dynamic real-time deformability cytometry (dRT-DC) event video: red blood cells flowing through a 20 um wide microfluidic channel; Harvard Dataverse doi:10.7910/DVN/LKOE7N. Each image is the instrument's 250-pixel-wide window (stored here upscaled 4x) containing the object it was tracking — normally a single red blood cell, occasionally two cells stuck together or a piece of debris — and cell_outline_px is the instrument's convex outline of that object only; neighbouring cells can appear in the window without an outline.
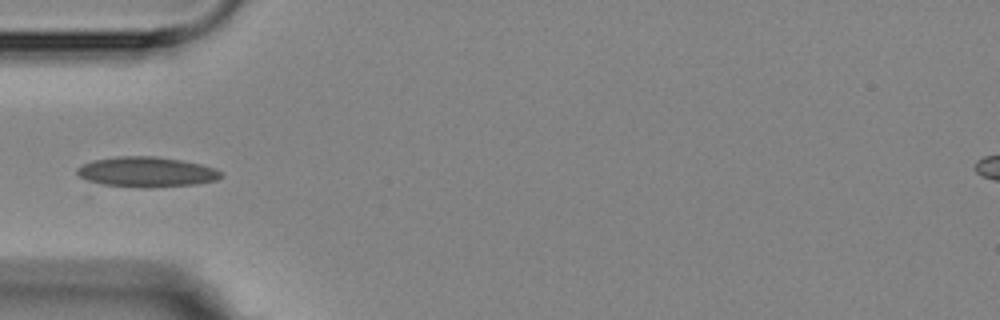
{"species": "Egyptian fruit bat (a non-hibernating species)", "species_latin": "Rousettus aegyptiacus", "temperature_condition": "room temperature", "stored_images_in_passage": 13, "camera_frame_rate_fps": 3000, "um_per_image_px": 0.085, "animal": {"sex": "female"}, "frame": {"image": 1, "passage_image": 3, "time_ms": 3.667, "image_size_px": [1000, 320], "cell_outline_px": [[224, 176], [216, 180], [196, 184], [152, 188], [140, 188], [100, 184], [88, 180], [80, 176], [76, 172], [76, 168], [92, 160], [120, 156], [156, 156], [180, 160], [200, 164], [216, 168], [224, 172]], "centroid_in_image_um": [12.49, 14.62], "position_along_channel_um": 72.5, "area_um2": 25.55}}
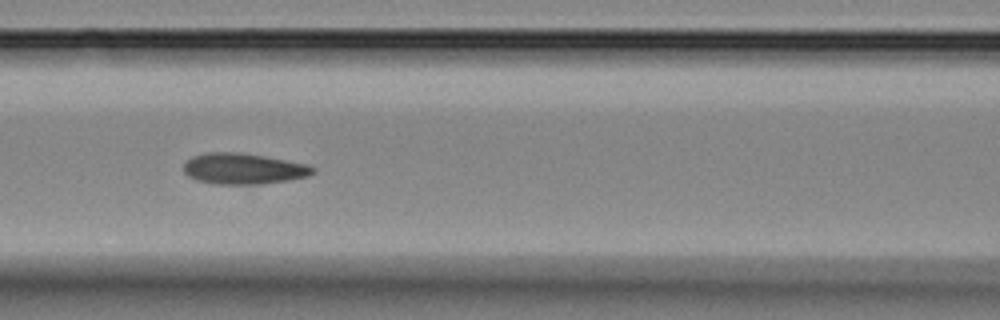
{"frame": {"image": 2, "passage_image": 5, "time_ms": 5.667, "image_size_px": [1000, 320], "cell_outline_px": [[316, 172], [308, 176], [260, 184], [216, 184], [196, 180], [188, 176], [184, 172], [184, 164], [192, 156], [208, 152], [244, 152], [304, 164], [316, 168]], "centroid_in_image_um": [20.65, 14.33], "position_along_channel_um": 145.9, "area_um2": 23.12}}
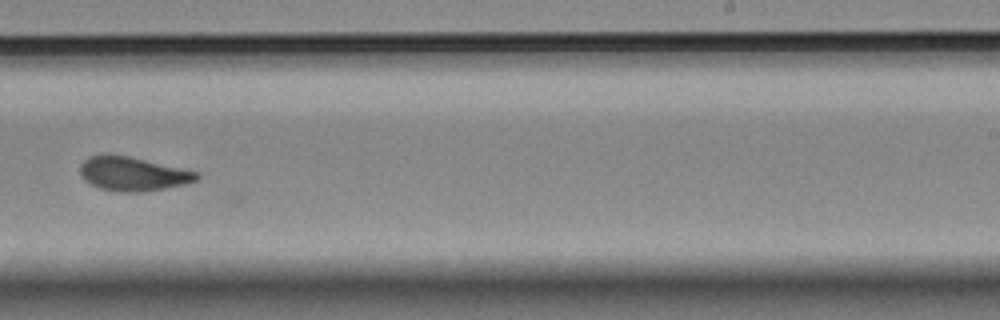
{"frame": {"image": 3, "passage_image": 8, "time_ms": 9.333, "image_size_px": [1000, 320], "cell_outline_px": [[200, 176], [196, 180], [184, 184], [144, 192], [116, 192], [100, 188], [84, 180], [80, 172], [80, 164], [88, 156], [128, 156], [200, 172]], "centroid_in_image_um": [11.31, 14.8], "position_along_channel_um": 277.7, "area_um2": 22.77}}